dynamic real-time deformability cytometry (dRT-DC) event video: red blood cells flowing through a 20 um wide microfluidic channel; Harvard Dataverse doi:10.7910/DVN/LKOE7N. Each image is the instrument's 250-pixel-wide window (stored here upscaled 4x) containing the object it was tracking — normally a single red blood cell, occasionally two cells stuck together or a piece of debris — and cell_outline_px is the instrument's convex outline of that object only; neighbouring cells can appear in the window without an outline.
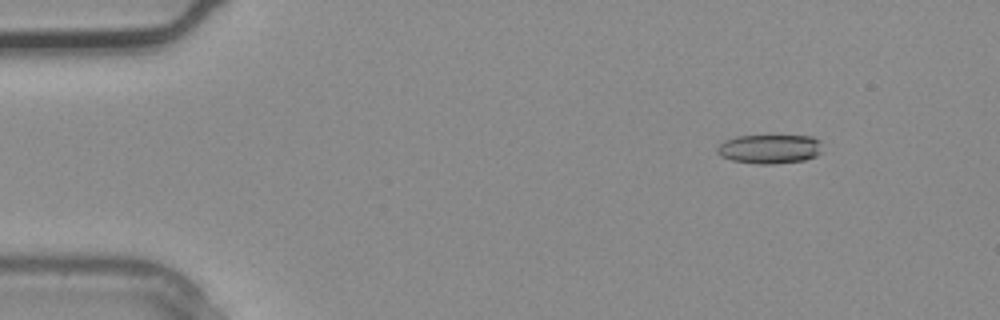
{"species": "common noctule bat (a hibernating species)", "species_latin": "Nyctalus noctula", "temperature_condition": "warm", "stored_images_in_passage": 3, "camera_frame_rate_fps": 3000, "um_per_image_px": 0.085, "animal": {"sex": "male", "body_mass_g": 20.4}, "frame": {"image": 1, "passage_image": 2, "time_ms": 0.333, "image_size_px": [1000, 320], "cell_outline_px": [[820, 152], [816, 156], [804, 160], [772, 164], [760, 164], [732, 160], [716, 152], [716, 148], [724, 140], [736, 136], [812, 136], [820, 140]], "centroid_in_image_um": [65.41, 12.65], "position_along_channel_um": 19.6, "area_um2": 17.69}}